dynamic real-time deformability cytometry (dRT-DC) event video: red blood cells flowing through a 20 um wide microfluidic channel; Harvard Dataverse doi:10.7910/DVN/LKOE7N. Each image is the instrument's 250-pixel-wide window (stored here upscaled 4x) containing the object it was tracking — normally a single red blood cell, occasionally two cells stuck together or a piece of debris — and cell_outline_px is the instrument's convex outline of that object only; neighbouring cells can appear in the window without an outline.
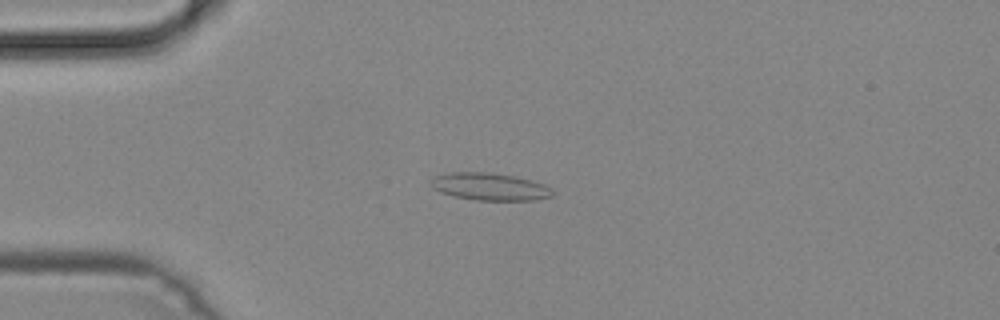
{"species": "common noctule bat (a hibernating species)", "species_latin": "Nyctalus noctula", "temperature_condition": "cold", "stored_images_in_passage": 49, "camera_frame_rate_fps": 3000, "um_per_image_px": 0.085, "animal": {"sex": "male", "body_mass_g": 19.2, "forearm_length_mm": 51.8}, "frame": {"image": 1, "passage_image": 12, "time_ms": 3.667, "image_size_px": [1000, 320], "cell_outline_px": [[556, 192], [552, 196], [536, 200], [476, 200], [452, 196], [440, 192], [432, 188], [428, 184], [436, 176], [452, 172], [488, 172], [516, 176], [544, 184], [552, 188]], "centroid_in_image_um": [41.65, 15.87], "position_along_channel_um": 43.4, "area_um2": 19.59}}
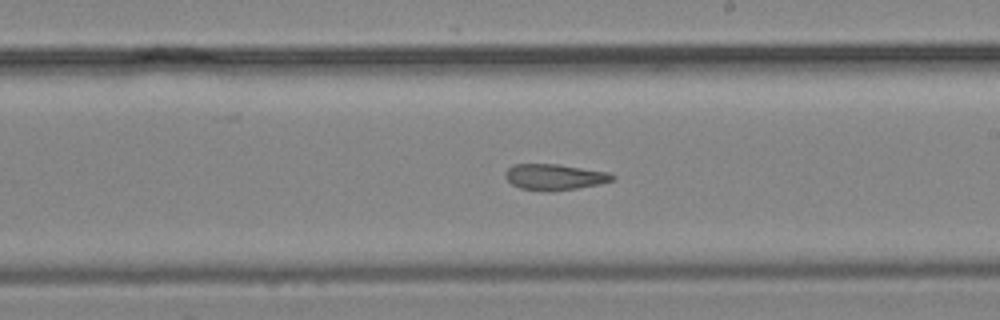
{"frame": {"image": 2, "passage_image": 28, "time_ms": 9.0, "image_size_px": [1000, 320], "cell_outline_px": [[616, 176], [612, 180], [600, 184], [552, 192], [520, 188], [512, 184], [504, 176], [504, 172], [512, 164], [560, 164], [608, 172]], "centroid_in_image_um": [47.12, 15.04], "position_along_channel_um": 241.9, "area_um2": 16.3}}
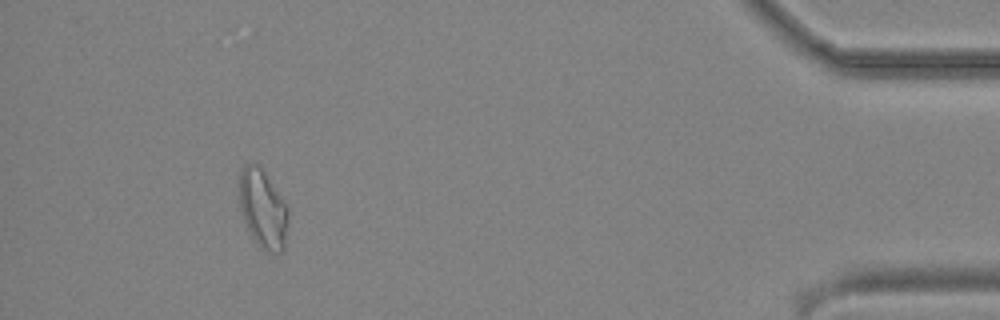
{"frame": {"image": 3, "passage_image": 45, "time_ms": 14.667, "image_size_px": [1000, 320], "cell_outline_px": [[288, 220], [284, 248], [280, 252], [264, 252], [256, 244], [244, 220], [240, 208], [240, 168], [244, 164], [260, 164], [284, 200], [288, 208]], "centroid_in_image_um": [22.35, 17.74], "position_along_channel_um": 412.8, "area_um2": 22.54}}